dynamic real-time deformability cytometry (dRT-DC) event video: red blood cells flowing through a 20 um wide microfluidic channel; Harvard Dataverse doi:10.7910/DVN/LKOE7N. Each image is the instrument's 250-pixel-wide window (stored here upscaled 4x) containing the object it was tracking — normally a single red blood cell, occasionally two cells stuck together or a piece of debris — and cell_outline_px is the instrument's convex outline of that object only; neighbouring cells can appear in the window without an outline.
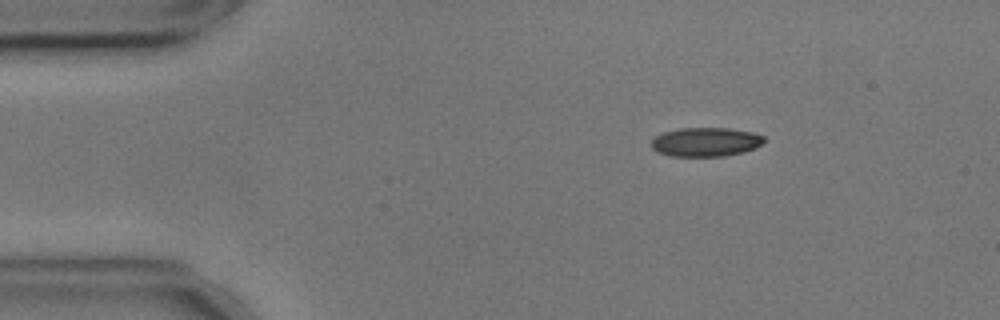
{"species": "common noctule bat (a hibernating species)", "species_latin": "Nyctalus noctula", "temperature_condition": "cold", "stored_images_in_passage": 13, "camera_frame_rate_fps": 3000, "um_per_image_px": 0.085, "animal": {"sex": "male", "body_mass_g": 17.9, "forearm_length_mm": 54.2}, "frame": {"image": 1, "passage_image": 1, "time_ms": 0.0, "image_size_px": [1000, 320], "cell_outline_px": [[764, 140], [760, 144], [744, 152], [724, 156], [668, 156], [656, 152], [652, 148], [652, 140], [656, 136], [664, 132], [680, 128], [728, 128], [752, 132], [764, 136]], "centroid_in_image_um": [59.95, 12.07], "position_along_channel_um": 25.1, "area_um2": 18.96}}
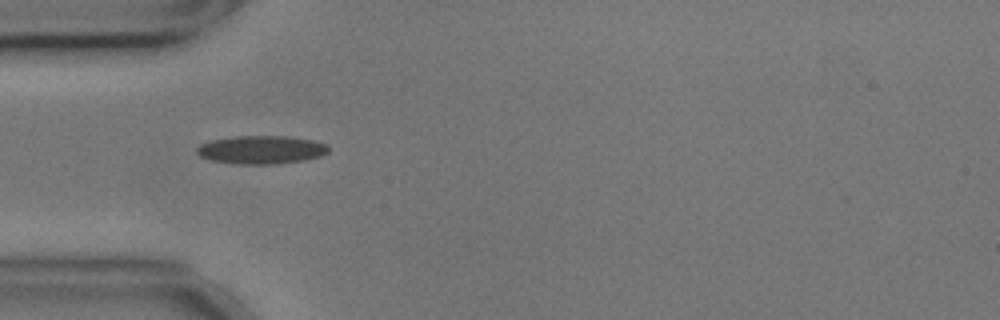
{"frame": {"image": 2, "passage_image": 9, "time_ms": 2.667, "image_size_px": [1000, 320], "cell_outline_px": [[328, 152], [320, 156], [304, 160], [280, 164], [240, 164], [212, 160], [200, 156], [196, 152], [196, 148], [200, 144], [212, 140], [236, 136], [288, 136], [312, 140], [328, 144]], "centroid_in_image_um": [22.23, 12.73], "position_along_channel_um": 62.8, "area_um2": 21.68}}